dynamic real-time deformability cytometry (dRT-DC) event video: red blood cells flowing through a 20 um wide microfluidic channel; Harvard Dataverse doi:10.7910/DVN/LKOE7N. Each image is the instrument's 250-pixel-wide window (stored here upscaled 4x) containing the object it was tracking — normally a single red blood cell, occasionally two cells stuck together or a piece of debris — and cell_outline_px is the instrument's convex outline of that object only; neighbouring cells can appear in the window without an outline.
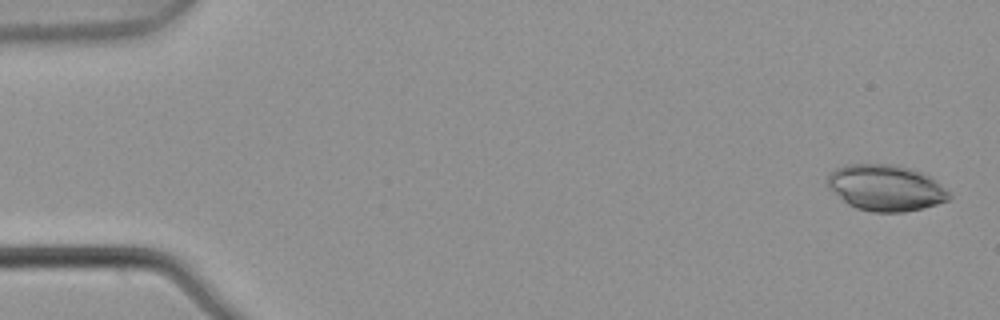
{"species": "common noctule bat (a hibernating species)", "species_latin": "Nyctalus noctula", "temperature_condition": "warm", "stored_images_in_passage": 6, "camera_frame_rate_fps": 3000, "um_per_image_px": 0.085, "animal": {"sex": "male", "body_mass_g": 21.5, "forearm_length_mm": 52.0}, "frame": {"image": 1, "passage_image": 1, "time_ms": 0.0, "image_size_px": [1000, 320], "cell_outline_px": [[952, 196], [948, 200], [936, 204], [904, 212], [872, 212], [856, 208], [848, 204], [828, 188], [828, 176], [836, 168], [848, 164], [892, 164], [924, 172], [944, 188]], "centroid_in_image_um": [75.27, 15.96], "position_along_channel_um": 9.7, "area_um2": 32.43}}
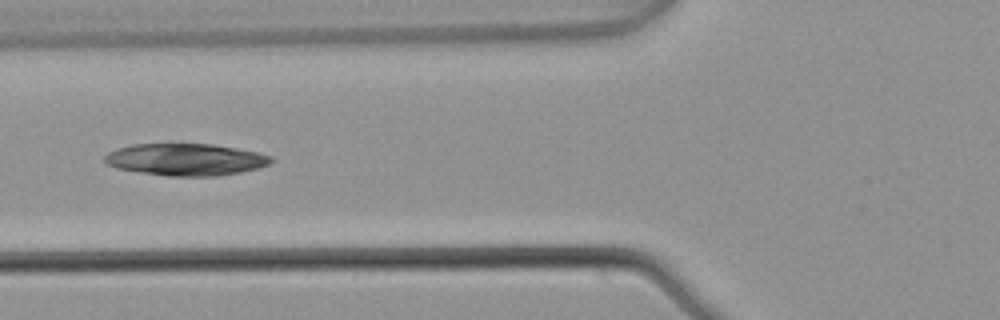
{"frame": {"image": 2, "passage_image": 6, "time_ms": 1.667, "image_size_px": [1000, 320], "cell_outline_px": [[272, 160], [268, 164], [260, 168], [240, 172], [216, 176], [168, 176], [116, 168], [104, 164], [104, 156], [108, 152], [116, 148], [132, 144], [212, 144], [236, 148], [256, 152], [272, 156]], "centroid_in_image_um": [15.75, 13.56], "position_along_channel_um": 110.1, "area_um2": 31.04}}